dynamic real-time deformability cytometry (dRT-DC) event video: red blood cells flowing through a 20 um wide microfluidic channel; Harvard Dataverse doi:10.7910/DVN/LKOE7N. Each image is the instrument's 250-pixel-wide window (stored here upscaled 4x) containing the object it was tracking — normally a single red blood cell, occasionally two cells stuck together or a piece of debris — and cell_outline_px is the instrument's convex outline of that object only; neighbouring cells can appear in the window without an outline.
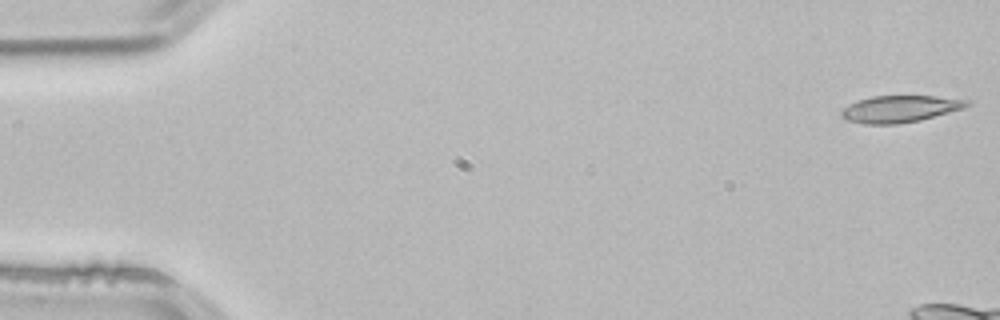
{"species": "common noctule bat (a hibernating species)", "species_latin": "Nyctalus noctula", "temperature_condition": "room temperature", "stored_images_in_passage": 4, "camera_frame_rate_fps": 3000, "um_per_image_px": 0.085, "animal": {"sex": "male", "body_mass_g": 21.5, "forearm_length_mm": 52.0}, "frame": {"image": 1, "passage_image": 1, "time_ms": 0.0, "image_size_px": [1000, 320], "cell_outline_px": [[972, 104], [964, 108], [920, 120], [896, 124], [864, 124], [848, 120], [840, 116], [840, 112], [844, 108], [860, 100], [872, 96], [936, 96], [972, 100]], "centroid_in_image_um": [76.55, 9.25], "position_along_channel_um": 8.4, "area_um2": 19.54}}